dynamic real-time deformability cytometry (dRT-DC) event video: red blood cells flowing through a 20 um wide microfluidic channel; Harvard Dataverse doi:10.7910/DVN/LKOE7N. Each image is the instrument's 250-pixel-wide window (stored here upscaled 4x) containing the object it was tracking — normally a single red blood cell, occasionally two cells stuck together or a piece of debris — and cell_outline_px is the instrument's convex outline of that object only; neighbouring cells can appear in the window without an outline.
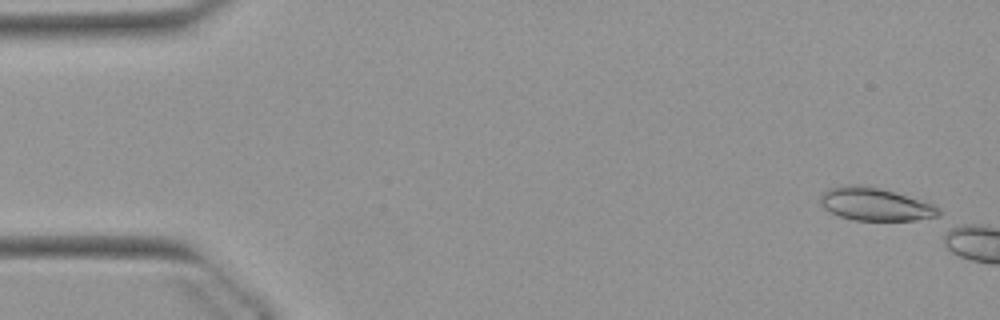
{"species": "Egyptian fruit bat (a non-hibernating species)", "species_latin": "Rousettus aegyptiacus", "temperature_condition": "warm", "stored_images_in_passage": 5, "camera_frame_rate_fps": 3000, "um_per_image_px": 0.085, "animal": {"sex": "female"}, "frame": {"image": 1, "passage_image": 1, "time_ms": 0.0, "image_size_px": [1000, 320], "cell_outline_px": [[940, 220], [852, 220], [828, 212], [820, 204], [820, 196], [828, 188], [848, 184], [860, 184], [880, 188], [936, 204], [940, 208]], "centroid_in_image_um": [74.46, 17.37], "position_along_channel_um": 10.5, "area_um2": 23.29}}